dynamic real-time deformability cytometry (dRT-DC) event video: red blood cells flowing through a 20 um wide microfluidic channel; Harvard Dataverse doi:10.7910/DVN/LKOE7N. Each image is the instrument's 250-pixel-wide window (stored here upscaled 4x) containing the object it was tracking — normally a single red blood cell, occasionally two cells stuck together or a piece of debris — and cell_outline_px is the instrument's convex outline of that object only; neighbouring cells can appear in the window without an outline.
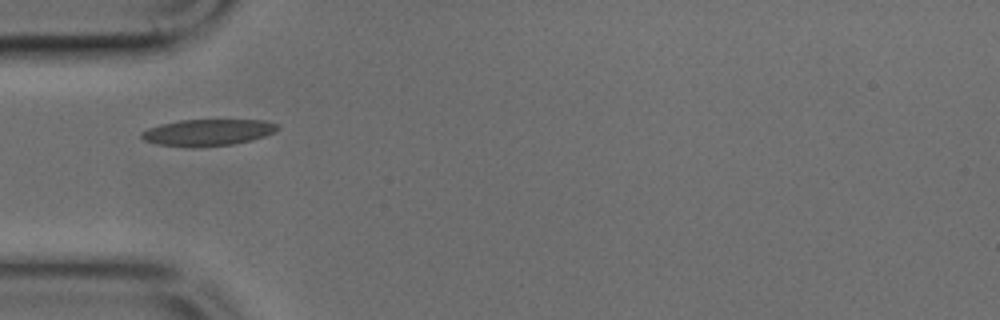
{"species": "common noctule bat (a hibernating species)", "species_latin": "Nyctalus noctula", "temperature_condition": "cold", "stored_images_in_passage": 18, "camera_frame_rate_fps": 3000, "um_per_image_px": 0.085, "animal": {"sex": "male", "body_mass_g": 17.9, "forearm_length_mm": 54.2}, "frame": {"image": 1, "passage_image": 1, "time_ms": 0.0, "image_size_px": [1000, 320], "cell_outline_px": [[280, 128], [276, 132], [252, 140], [232, 144], [192, 148], [156, 144], [144, 140], [140, 136], [140, 132], [148, 128], [160, 124], [180, 120], [264, 120], [280, 124]], "centroid_in_image_um": [17.67, 11.26], "position_along_channel_um": 67.3, "area_um2": 21.33}}